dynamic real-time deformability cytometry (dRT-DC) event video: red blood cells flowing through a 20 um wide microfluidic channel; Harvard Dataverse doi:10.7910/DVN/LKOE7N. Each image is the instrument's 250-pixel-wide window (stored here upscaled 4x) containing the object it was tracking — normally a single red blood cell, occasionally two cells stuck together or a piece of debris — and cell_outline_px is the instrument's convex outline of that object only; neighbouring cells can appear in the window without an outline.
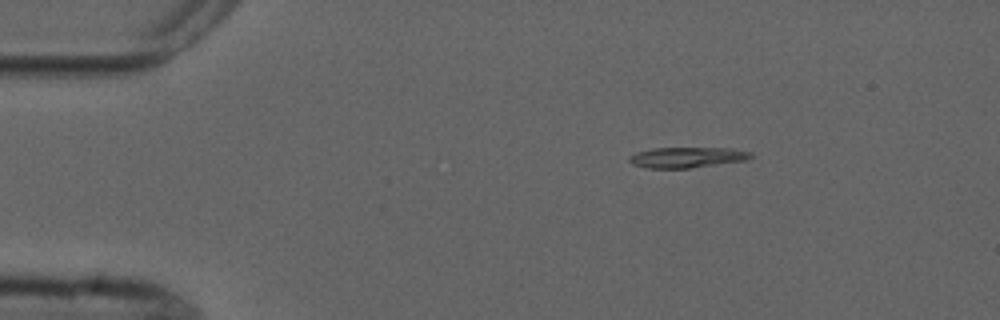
{"species": "common noctule bat (a hibernating species)", "species_latin": "Nyctalus noctula", "temperature_condition": "cold", "stored_images_in_passage": 4, "camera_frame_rate_fps": 3000, "um_per_image_px": 0.085, "animal": {"sex": "male", "forearm_length_mm": 52.5}, "frame": {"image": 1, "passage_image": 2, "time_ms": 2.333, "image_size_px": [1000, 320], "cell_outline_px": [[752, 156], [744, 160], [688, 168], [644, 168], [632, 164], [628, 160], [628, 156], [636, 152], [652, 148], [732, 148], [752, 152]], "centroid_in_image_um": [58.32, 13.37], "position_along_channel_um": 26.7, "area_um2": 14.51}}